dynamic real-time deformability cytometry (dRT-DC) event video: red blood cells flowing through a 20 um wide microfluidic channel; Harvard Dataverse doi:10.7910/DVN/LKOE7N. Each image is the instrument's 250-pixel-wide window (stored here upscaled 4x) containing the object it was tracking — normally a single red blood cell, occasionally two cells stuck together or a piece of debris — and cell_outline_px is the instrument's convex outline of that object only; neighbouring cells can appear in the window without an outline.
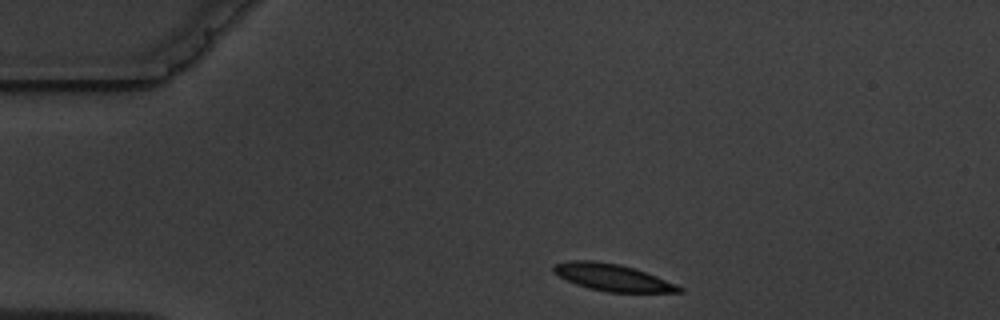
{"species": "common noctule bat (a hibernating species)", "species_latin": "Nyctalus noctula", "temperature_condition": "warm", "stored_images_in_passage": 3, "camera_frame_rate_fps": 3000, "um_per_image_px": 0.085, "animal": {"sex": "male", "body_mass_g": 19.5, "forearm_length_mm": 54.6}, "frame": {"image": 1, "passage_image": 1, "time_ms": 0.0, "image_size_px": [1000, 320], "cell_outline_px": [[684, 292], [608, 292], [588, 288], [576, 284], [552, 272], [552, 264], [568, 260], [596, 260], [620, 264], [656, 276], [676, 284], [684, 288]], "centroid_in_image_um": [52.02, 23.57], "position_along_channel_um": 33.0, "area_um2": 19.71}}
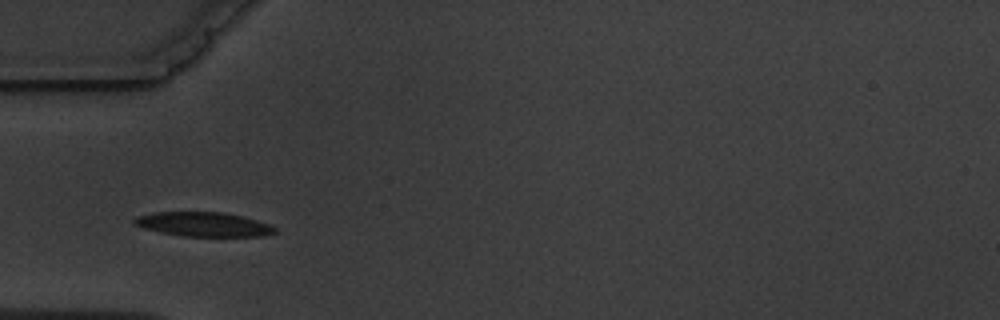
{"frame": {"image": 2, "passage_image": 3, "time_ms": 2.333, "image_size_px": [1000, 320], "cell_outline_px": [[276, 232], [260, 236], [180, 236], [160, 232], [144, 228], [132, 224], [132, 220], [136, 216], [152, 212], [224, 212], [256, 220], [268, 224], [276, 228]], "centroid_in_image_um": [17.22, 19.06], "position_along_channel_um": 67.8, "area_um2": 19.88}}